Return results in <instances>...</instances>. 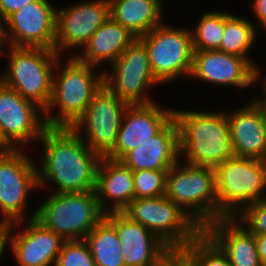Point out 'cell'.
Instances as JSON below:
<instances>
[{
	"label": "cell",
	"mask_w": 266,
	"mask_h": 266,
	"mask_svg": "<svg viewBox=\"0 0 266 266\" xmlns=\"http://www.w3.org/2000/svg\"><path fill=\"white\" fill-rule=\"evenodd\" d=\"M103 84L115 95L129 104H149L154 101L148 95L149 89L159 85L153 74H133L103 71Z\"/></svg>",
	"instance_id": "484cf974"
},
{
	"label": "cell",
	"mask_w": 266,
	"mask_h": 266,
	"mask_svg": "<svg viewBox=\"0 0 266 266\" xmlns=\"http://www.w3.org/2000/svg\"><path fill=\"white\" fill-rule=\"evenodd\" d=\"M261 80H264L262 83H263V88H264V97H266V77H264V79H261Z\"/></svg>",
	"instance_id": "60d3db41"
},
{
	"label": "cell",
	"mask_w": 266,
	"mask_h": 266,
	"mask_svg": "<svg viewBox=\"0 0 266 266\" xmlns=\"http://www.w3.org/2000/svg\"><path fill=\"white\" fill-rule=\"evenodd\" d=\"M171 266H183L178 260H176Z\"/></svg>",
	"instance_id": "b9f144b4"
},
{
	"label": "cell",
	"mask_w": 266,
	"mask_h": 266,
	"mask_svg": "<svg viewBox=\"0 0 266 266\" xmlns=\"http://www.w3.org/2000/svg\"><path fill=\"white\" fill-rule=\"evenodd\" d=\"M179 158V131L174 117L149 141L127 152L120 161L132 171L170 170Z\"/></svg>",
	"instance_id": "ffe728a7"
},
{
	"label": "cell",
	"mask_w": 266,
	"mask_h": 266,
	"mask_svg": "<svg viewBox=\"0 0 266 266\" xmlns=\"http://www.w3.org/2000/svg\"><path fill=\"white\" fill-rule=\"evenodd\" d=\"M156 103L129 104L124 112L114 147L105 155L120 160L127 152L155 136L173 117L174 109Z\"/></svg>",
	"instance_id": "e0dca14e"
},
{
	"label": "cell",
	"mask_w": 266,
	"mask_h": 266,
	"mask_svg": "<svg viewBox=\"0 0 266 266\" xmlns=\"http://www.w3.org/2000/svg\"><path fill=\"white\" fill-rule=\"evenodd\" d=\"M27 156L23 147L0 155V224L24 222L28 195L39 189L36 164Z\"/></svg>",
	"instance_id": "8fae6325"
},
{
	"label": "cell",
	"mask_w": 266,
	"mask_h": 266,
	"mask_svg": "<svg viewBox=\"0 0 266 266\" xmlns=\"http://www.w3.org/2000/svg\"><path fill=\"white\" fill-rule=\"evenodd\" d=\"M110 17L139 38L163 23L161 0H109Z\"/></svg>",
	"instance_id": "cb8c5ba5"
},
{
	"label": "cell",
	"mask_w": 266,
	"mask_h": 266,
	"mask_svg": "<svg viewBox=\"0 0 266 266\" xmlns=\"http://www.w3.org/2000/svg\"><path fill=\"white\" fill-rule=\"evenodd\" d=\"M253 22L224 12V32L218 51L246 58L254 66V83L260 80L261 70L250 60L249 51L255 43L258 29ZM248 53V55H247Z\"/></svg>",
	"instance_id": "d4e9b609"
},
{
	"label": "cell",
	"mask_w": 266,
	"mask_h": 266,
	"mask_svg": "<svg viewBox=\"0 0 266 266\" xmlns=\"http://www.w3.org/2000/svg\"><path fill=\"white\" fill-rule=\"evenodd\" d=\"M95 192L105 213L122 212L135 199L133 171L120 160L102 156L97 169ZM107 198L112 201L111 207L107 206Z\"/></svg>",
	"instance_id": "7402d4cb"
},
{
	"label": "cell",
	"mask_w": 266,
	"mask_h": 266,
	"mask_svg": "<svg viewBox=\"0 0 266 266\" xmlns=\"http://www.w3.org/2000/svg\"><path fill=\"white\" fill-rule=\"evenodd\" d=\"M139 39L147 48L152 74L159 83L190 76L194 53L191 29L161 23Z\"/></svg>",
	"instance_id": "9c48e42d"
},
{
	"label": "cell",
	"mask_w": 266,
	"mask_h": 266,
	"mask_svg": "<svg viewBox=\"0 0 266 266\" xmlns=\"http://www.w3.org/2000/svg\"><path fill=\"white\" fill-rule=\"evenodd\" d=\"M57 9L48 0L28 3L5 21L9 46L54 50Z\"/></svg>",
	"instance_id": "5bb4252c"
},
{
	"label": "cell",
	"mask_w": 266,
	"mask_h": 266,
	"mask_svg": "<svg viewBox=\"0 0 266 266\" xmlns=\"http://www.w3.org/2000/svg\"><path fill=\"white\" fill-rule=\"evenodd\" d=\"M135 39L128 30L109 17L90 37L82 48L83 51L75 56L80 61L96 67L105 61L111 65Z\"/></svg>",
	"instance_id": "603a6c76"
},
{
	"label": "cell",
	"mask_w": 266,
	"mask_h": 266,
	"mask_svg": "<svg viewBox=\"0 0 266 266\" xmlns=\"http://www.w3.org/2000/svg\"><path fill=\"white\" fill-rule=\"evenodd\" d=\"M183 266H231L220 247L202 230L178 254Z\"/></svg>",
	"instance_id": "83f0119b"
},
{
	"label": "cell",
	"mask_w": 266,
	"mask_h": 266,
	"mask_svg": "<svg viewBox=\"0 0 266 266\" xmlns=\"http://www.w3.org/2000/svg\"><path fill=\"white\" fill-rule=\"evenodd\" d=\"M105 217L95 191L52 192L35 218L64 240H82Z\"/></svg>",
	"instance_id": "52a82bcc"
},
{
	"label": "cell",
	"mask_w": 266,
	"mask_h": 266,
	"mask_svg": "<svg viewBox=\"0 0 266 266\" xmlns=\"http://www.w3.org/2000/svg\"><path fill=\"white\" fill-rule=\"evenodd\" d=\"M8 225L0 224V259L8 246ZM7 245V246H6Z\"/></svg>",
	"instance_id": "8d00e7d4"
},
{
	"label": "cell",
	"mask_w": 266,
	"mask_h": 266,
	"mask_svg": "<svg viewBox=\"0 0 266 266\" xmlns=\"http://www.w3.org/2000/svg\"><path fill=\"white\" fill-rule=\"evenodd\" d=\"M9 49L8 71L0 75V81L45 110L51 100L53 73L60 54L40 47Z\"/></svg>",
	"instance_id": "8992f818"
},
{
	"label": "cell",
	"mask_w": 266,
	"mask_h": 266,
	"mask_svg": "<svg viewBox=\"0 0 266 266\" xmlns=\"http://www.w3.org/2000/svg\"><path fill=\"white\" fill-rule=\"evenodd\" d=\"M260 262L266 266V234L254 235Z\"/></svg>",
	"instance_id": "d590c367"
},
{
	"label": "cell",
	"mask_w": 266,
	"mask_h": 266,
	"mask_svg": "<svg viewBox=\"0 0 266 266\" xmlns=\"http://www.w3.org/2000/svg\"><path fill=\"white\" fill-rule=\"evenodd\" d=\"M128 105L103 84L71 128L79 135L84 133L82 139L87 146L105 156L116 143L119 126ZM82 129L84 132H81Z\"/></svg>",
	"instance_id": "30bf717a"
},
{
	"label": "cell",
	"mask_w": 266,
	"mask_h": 266,
	"mask_svg": "<svg viewBox=\"0 0 266 266\" xmlns=\"http://www.w3.org/2000/svg\"><path fill=\"white\" fill-rule=\"evenodd\" d=\"M253 101L262 110L264 119L266 120V97H263V99H253Z\"/></svg>",
	"instance_id": "ab89813d"
},
{
	"label": "cell",
	"mask_w": 266,
	"mask_h": 266,
	"mask_svg": "<svg viewBox=\"0 0 266 266\" xmlns=\"http://www.w3.org/2000/svg\"><path fill=\"white\" fill-rule=\"evenodd\" d=\"M191 76L220 86L246 88L254 83V66L246 58L218 50L194 51Z\"/></svg>",
	"instance_id": "ac0fdd59"
},
{
	"label": "cell",
	"mask_w": 266,
	"mask_h": 266,
	"mask_svg": "<svg viewBox=\"0 0 266 266\" xmlns=\"http://www.w3.org/2000/svg\"><path fill=\"white\" fill-rule=\"evenodd\" d=\"M191 32L194 51L218 50L224 32V12L204 13Z\"/></svg>",
	"instance_id": "f1b7e54d"
},
{
	"label": "cell",
	"mask_w": 266,
	"mask_h": 266,
	"mask_svg": "<svg viewBox=\"0 0 266 266\" xmlns=\"http://www.w3.org/2000/svg\"><path fill=\"white\" fill-rule=\"evenodd\" d=\"M35 215L36 211L28 216L26 223L21 221L8 225V245L18 266H55L65 240L39 222ZM14 227L20 231L12 233Z\"/></svg>",
	"instance_id": "9a60e30c"
},
{
	"label": "cell",
	"mask_w": 266,
	"mask_h": 266,
	"mask_svg": "<svg viewBox=\"0 0 266 266\" xmlns=\"http://www.w3.org/2000/svg\"><path fill=\"white\" fill-rule=\"evenodd\" d=\"M110 17L109 0H88L57 10L54 50L82 49Z\"/></svg>",
	"instance_id": "2e32d148"
},
{
	"label": "cell",
	"mask_w": 266,
	"mask_h": 266,
	"mask_svg": "<svg viewBox=\"0 0 266 266\" xmlns=\"http://www.w3.org/2000/svg\"><path fill=\"white\" fill-rule=\"evenodd\" d=\"M96 266H125L115 227L104 217L84 239Z\"/></svg>",
	"instance_id": "4316f807"
},
{
	"label": "cell",
	"mask_w": 266,
	"mask_h": 266,
	"mask_svg": "<svg viewBox=\"0 0 266 266\" xmlns=\"http://www.w3.org/2000/svg\"><path fill=\"white\" fill-rule=\"evenodd\" d=\"M38 0H0V20L3 22L21 7Z\"/></svg>",
	"instance_id": "836d02e7"
},
{
	"label": "cell",
	"mask_w": 266,
	"mask_h": 266,
	"mask_svg": "<svg viewBox=\"0 0 266 266\" xmlns=\"http://www.w3.org/2000/svg\"><path fill=\"white\" fill-rule=\"evenodd\" d=\"M203 231L226 254L231 266H262L254 234L234 217L215 220Z\"/></svg>",
	"instance_id": "44dd1931"
},
{
	"label": "cell",
	"mask_w": 266,
	"mask_h": 266,
	"mask_svg": "<svg viewBox=\"0 0 266 266\" xmlns=\"http://www.w3.org/2000/svg\"><path fill=\"white\" fill-rule=\"evenodd\" d=\"M252 2V11L254 10L256 17L259 20V24L255 23L254 26L256 29L260 26V30H262V28L266 30V0H254Z\"/></svg>",
	"instance_id": "e575fe53"
},
{
	"label": "cell",
	"mask_w": 266,
	"mask_h": 266,
	"mask_svg": "<svg viewBox=\"0 0 266 266\" xmlns=\"http://www.w3.org/2000/svg\"><path fill=\"white\" fill-rule=\"evenodd\" d=\"M7 39H6V33H5V25L4 22L2 23V20H0V54L3 52H6L2 48L7 44ZM4 45V46H3Z\"/></svg>",
	"instance_id": "74e56055"
},
{
	"label": "cell",
	"mask_w": 266,
	"mask_h": 266,
	"mask_svg": "<svg viewBox=\"0 0 266 266\" xmlns=\"http://www.w3.org/2000/svg\"><path fill=\"white\" fill-rule=\"evenodd\" d=\"M40 111L44 110L35 102L0 81V132L13 148L40 141L47 127Z\"/></svg>",
	"instance_id": "4fadbf2b"
},
{
	"label": "cell",
	"mask_w": 266,
	"mask_h": 266,
	"mask_svg": "<svg viewBox=\"0 0 266 266\" xmlns=\"http://www.w3.org/2000/svg\"><path fill=\"white\" fill-rule=\"evenodd\" d=\"M55 266H96L87 242L65 240Z\"/></svg>",
	"instance_id": "1f68e13d"
},
{
	"label": "cell",
	"mask_w": 266,
	"mask_h": 266,
	"mask_svg": "<svg viewBox=\"0 0 266 266\" xmlns=\"http://www.w3.org/2000/svg\"><path fill=\"white\" fill-rule=\"evenodd\" d=\"M180 161L167 172L165 196L203 230L218 220L216 171L213 167L182 164Z\"/></svg>",
	"instance_id": "277c9868"
},
{
	"label": "cell",
	"mask_w": 266,
	"mask_h": 266,
	"mask_svg": "<svg viewBox=\"0 0 266 266\" xmlns=\"http://www.w3.org/2000/svg\"><path fill=\"white\" fill-rule=\"evenodd\" d=\"M234 217L240 224L246 223V229L254 234H266V200L246 206L238 215Z\"/></svg>",
	"instance_id": "d6a6232c"
},
{
	"label": "cell",
	"mask_w": 266,
	"mask_h": 266,
	"mask_svg": "<svg viewBox=\"0 0 266 266\" xmlns=\"http://www.w3.org/2000/svg\"><path fill=\"white\" fill-rule=\"evenodd\" d=\"M82 136L67 126L44 129L39 139L44 144V156L37 168L40 189L50 180L57 186L53 193L95 191L102 156L91 150Z\"/></svg>",
	"instance_id": "6da1fadb"
},
{
	"label": "cell",
	"mask_w": 266,
	"mask_h": 266,
	"mask_svg": "<svg viewBox=\"0 0 266 266\" xmlns=\"http://www.w3.org/2000/svg\"><path fill=\"white\" fill-rule=\"evenodd\" d=\"M60 57L53 73L51 100L43 111L44 120L46 126L71 127L103 86V72L96 75V66L80 61L74 54L65 61ZM56 108L58 116L53 113Z\"/></svg>",
	"instance_id": "3957f363"
},
{
	"label": "cell",
	"mask_w": 266,
	"mask_h": 266,
	"mask_svg": "<svg viewBox=\"0 0 266 266\" xmlns=\"http://www.w3.org/2000/svg\"><path fill=\"white\" fill-rule=\"evenodd\" d=\"M174 119L179 131V158L185 157V163L216 168L234 156L226 112L174 108Z\"/></svg>",
	"instance_id": "7a4b0ae2"
},
{
	"label": "cell",
	"mask_w": 266,
	"mask_h": 266,
	"mask_svg": "<svg viewBox=\"0 0 266 266\" xmlns=\"http://www.w3.org/2000/svg\"><path fill=\"white\" fill-rule=\"evenodd\" d=\"M215 171L218 219L236 217L249 204L266 200V160L234 155Z\"/></svg>",
	"instance_id": "5b68a950"
},
{
	"label": "cell",
	"mask_w": 266,
	"mask_h": 266,
	"mask_svg": "<svg viewBox=\"0 0 266 266\" xmlns=\"http://www.w3.org/2000/svg\"><path fill=\"white\" fill-rule=\"evenodd\" d=\"M122 212L155 234L176 255L202 231L165 195L135 198Z\"/></svg>",
	"instance_id": "ba28073f"
},
{
	"label": "cell",
	"mask_w": 266,
	"mask_h": 266,
	"mask_svg": "<svg viewBox=\"0 0 266 266\" xmlns=\"http://www.w3.org/2000/svg\"><path fill=\"white\" fill-rule=\"evenodd\" d=\"M168 171H133L135 198L164 196L166 193V175Z\"/></svg>",
	"instance_id": "4dcf8cb0"
},
{
	"label": "cell",
	"mask_w": 266,
	"mask_h": 266,
	"mask_svg": "<svg viewBox=\"0 0 266 266\" xmlns=\"http://www.w3.org/2000/svg\"><path fill=\"white\" fill-rule=\"evenodd\" d=\"M235 156L266 160V120L252 100L226 112Z\"/></svg>",
	"instance_id": "d6986e66"
},
{
	"label": "cell",
	"mask_w": 266,
	"mask_h": 266,
	"mask_svg": "<svg viewBox=\"0 0 266 266\" xmlns=\"http://www.w3.org/2000/svg\"><path fill=\"white\" fill-rule=\"evenodd\" d=\"M115 227L125 266H171L177 255L155 234L123 212L105 213Z\"/></svg>",
	"instance_id": "7c38bea8"
},
{
	"label": "cell",
	"mask_w": 266,
	"mask_h": 266,
	"mask_svg": "<svg viewBox=\"0 0 266 266\" xmlns=\"http://www.w3.org/2000/svg\"><path fill=\"white\" fill-rule=\"evenodd\" d=\"M112 72L152 74L145 44L136 38L110 66Z\"/></svg>",
	"instance_id": "f546056e"
},
{
	"label": "cell",
	"mask_w": 266,
	"mask_h": 266,
	"mask_svg": "<svg viewBox=\"0 0 266 266\" xmlns=\"http://www.w3.org/2000/svg\"><path fill=\"white\" fill-rule=\"evenodd\" d=\"M13 147L5 140L0 132V155L8 153Z\"/></svg>",
	"instance_id": "f35d334b"
}]
</instances>
